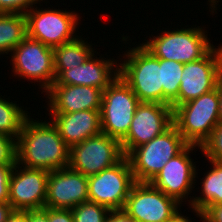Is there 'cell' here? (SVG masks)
I'll return each instance as SVG.
<instances>
[{
    "label": "cell",
    "instance_id": "6da1fadb",
    "mask_svg": "<svg viewBox=\"0 0 222 222\" xmlns=\"http://www.w3.org/2000/svg\"><path fill=\"white\" fill-rule=\"evenodd\" d=\"M70 147L51 121L41 122L29 116L16 140V163L30 169L51 172L67 168Z\"/></svg>",
    "mask_w": 222,
    "mask_h": 222
},
{
    "label": "cell",
    "instance_id": "7a4b0ae2",
    "mask_svg": "<svg viewBox=\"0 0 222 222\" xmlns=\"http://www.w3.org/2000/svg\"><path fill=\"white\" fill-rule=\"evenodd\" d=\"M127 48L124 60L119 62V76L140 102L163 104L162 59L153 56L141 43Z\"/></svg>",
    "mask_w": 222,
    "mask_h": 222
},
{
    "label": "cell",
    "instance_id": "3957f363",
    "mask_svg": "<svg viewBox=\"0 0 222 222\" xmlns=\"http://www.w3.org/2000/svg\"><path fill=\"white\" fill-rule=\"evenodd\" d=\"M201 26L161 31L157 36H149L142 46L158 59L189 63L202 59L215 46L210 43Z\"/></svg>",
    "mask_w": 222,
    "mask_h": 222
},
{
    "label": "cell",
    "instance_id": "277c9868",
    "mask_svg": "<svg viewBox=\"0 0 222 222\" xmlns=\"http://www.w3.org/2000/svg\"><path fill=\"white\" fill-rule=\"evenodd\" d=\"M219 123L218 85L215 89L173 109V125L198 150Z\"/></svg>",
    "mask_w": 222,
    "mask_h": 222
},
{
    "label": "cell",
    "instance_id": "5b68a950",
    "mask_svg": "<svg viewBox=\"0 0 222 222\" xmlns=\"http://www.w3.org/2000/svg\"><path fill=\"white\" fill-rule=\"evenodd\" d=\"M188 145L172 125L163 134L134 148L127 158L135 182H150L170 159L180 154Z\"/></svg>",
    "mask_w": 222,
    "mask_h": 222
},
{
    "label": "cell",
    "instance_id": "8992f818",
    "mask_svg": "<svg viewBox=\"0 0 222 222\" xmlns=\"http://www.w3.org/2000/svg\"><path fill=\"white\" fill-rule=\"evenodd\" d=\"M139 103L136 94L118 75L103 91L100 109L102 133L121 141L129 131Z\"/></svg>",
    "mask_w": 222,
    "mask_h": 222
},
{
    "label": "cell",
    "instance_id": "52a82bcc",
    "mask_svg": "<svg viewBox=\"0 0 222 222\" xmlns=\"http://www.w3.org/2000/svg\"><path fill=\"white\" fill-rule=\"evenodd\" d=\"M34 6L25 16L27 18V36L42 44L55 48L74 40L78 35L79 15L74 11ZM77 30V31H76Z\"/></svg>",
    "mask_w": 222,
    "mask_h": 222
},
{
    "label": "cell",
    "instance_id": "ba28073f",
    "mask_svg": "<svg viewBox=\"0 0 222 222\" xmlns=\"http://www.w3.org/2000/svg\"><path fill=\"white\" fill-rule=\"evenodd\" d=\"M134 183L130 162L124 156L115 165L88 177V200L110 211L123 210Z\"/></svg>",
    "mask_w": 222,
    "mask_h": 222
},
{
    "label": "cell",
    "instance_id": "9c48e42d",
    "mask_svg": "<svg viewBox=\"0 0 222 222\" xmlns=\"http://www.w3.org/2000/svg\"><path fill=\"white\" fill-rule=\"evenodd\" d=\"M10 56L14 76L39 82L44 93L55 82L53 48L26 36Z\"/></svg>",
    "mask_w": 222,
    "mask_h": 222
},
{
    "label": "cell",
    "instance_id": "30bf717a",
    "mask_svg": "<svg viewBox=\"0 0 222 222\" xmlns=\"http://www.w3.org/2000/svg\"><path fill=\"white\" fill-rule=\"evenodd\" d=\"M123 157L121 142L100 133L70 147L68 167L89 177L115 165Z\"/></svg>",
    "mask_w": 222,
    "mask_h": 222
},
{
    "label": "cell",
    "instance_id": "8fae6325",
    "mask_svg": "<svg viewBox=\"0 0 222 222\" xmlns=\"http://www.w3.org/2000/svg\"><path fill=\"white\" fill-rule=\"evenodd\" d=\"M181 204L149 182H135L123 211L137 222H169Z\"/></svg>",
    "mask_w": 222,
    "mask_h": 222
},
{
    "label": "cell",
    "instance_id": "7c38bea8",
    "mask_svg": "<svg viewBox=\"0 0 222 222\" xmlns=\"http://www.w3.org/2000/svg\"><path fill=\"white\" fill-rule=\"evenodd\" d=\"M213 48L200 60L184 63L178 98L171 108L215 89L222 76V45Z\"/></svg>",
    "mask_w": 222,
    "mask_h": 222
},
{
    "label": "cell",
    "instance_id": "4fadbf2b",
    "mask_svg": "<svg viewBox=\"0 0 222 222\" xmlns=\"http://www.w3.org/2000/svg\"><path fill=\"white\" fill-rule=\"evenodd\" d=\"M173 125V109L161 103L140 102L129 131L120 141L124 156L134 148L163 134Z\"/></svg>",
    "mask_w": 222,
    "mask_h": 222
},
{
    "label": "cell",
    "instance_id": "5bb4252c",
    "mask_svg": "<svg viewBox=\"0 0 222 222\" xmlns=\"http://www.w3.org/2000/svg\"><path fill=\"white\" fill-rule=\"evenodd\" d=\"M195 148L196 145H188L180 154L170 159L149 182L181 205L186 202L185 199L191 197L189 195L195 187V178H198L196 162L190 156Z\"/></svg>",
    "mask_w": 222,
    "mask_h": 222
},
{
    "label": "cell",
    "instance_id": "9a60e30c",
    "mask_svg": "<svg viewBox=\"0 0 222 222\" xmlns=\"http://www.w3.org/2000/svg\"><path fill=\"white\" fill-rule=\"evenodd\" d=\"M49 171L15 164L9 184V203L13 210L43 209Z\"/></svg>",
    "mask_w": 222,
    "mask_h": 222
},
{
    "label": "cell",
    "instance_id": "2e32d148",
    "mask_svg": "<svg viewBox=\"0 0 222 222\" xmlns=\"http://www.w3.org/2000/svg\"><path fill=\"white\" fill-rule=\"evenodd\" d=\"M85 201H88V177L69 167L49 172L44 207L72 209Z\"/></svg>",
    "mask_w": 222,
    "mask_h": 222
},
{
    "label": "cell",
    "instance_id": "e0dca14e",
    "mask_svg": "<svg viewBox=\"0 0 222 222\" xmlns=\"http://www.w3.org/2000/svg\"><path fill=\"white\" fill-rule=\"evenodd\" d=\"M95 53L74 68L55 70L56 80L53 84L86 85L104 91L119 75V64L117 59L97 58Z\"/></svg>",
    "mask_w": 222,
    "mask_h": 222
},
{
    "label": "cell",
    "instance_id": "ac0fdd59",
    "mask_svg": "<svg viewBox=\"0 0 222 222\" xmlns=\"http://www.w3.org/2000/svg\"><path fill=\"white\" fill-rule=\"evenodd\" d=\"M49 113L100 110L103 90L86 85L52 84L45 93Z\"/></svg>",
    "mask_w": 222,
    "mask_h": 222
},
{
    "label": "cell",
    "instance_id": "d6986e66",
    "mask_svg": "<svg viewBox=\"0 0 222 222\" xmlns=\"http://www.w3.org/2000/svg\"><path fill=\"white\" fill-rule=\"evenodd\" d=\"M48 115L51 116L49 120L69 147L102 133L100 110L48 113Z\"/></svg>",
    "mask_w": 222,
    "mask_h": 222
},
{
    "label": "cell",
    "instance_id": "ffe728a7",
    "mask_svg": "<svg viewBox=\"0 0 222 222\" xmlns=\"http://www.w3.org/2000/svg\"><path fill=\"white\" fill-rule=\"evenodd\" d=\"M212 165L210 170L201 180L199 196H192L188 202L189 207L203 212L209 206L222 204V162L209 160Z\"/></svg>",
    "mask_w": 222,
    "mask_h": 222
},
{
    "label": "cell",
    "instance_id": "44dd1931",
    "mask_svg": "<svg viewBox=\"0 0 222 222\" xmlns=\"http://www.w3.org/2000/svg\"><path fill=\"white\" fill-rule=\"evenodd\" d=\"M92 47L79 35L74 40L53 48L54 69L68 70L83 64L96 52Z\"/></svg>",
    "mask_w": 222,
    "mask_h": 222
},
{
    "label": "cell",
    "instance_id": "7402d4cb",
    "mask_svg": "<svg viewBox=\"0 0 222 222\" xmlns=\"http://www.w3.org/2000/svg\"><path fill=\"white\" fill-rule=\"evenodd\" d=\"M27 36L25 14L0 13V55L11 54Z\"/></svg>",
    "mask_w": 222,
    "mask_h": 222
},
{
    "label": "cell",
    "instance_id": "603a6c76",
    "mask_svg": "<svg viewBox=\"0 0 222 222\" xmlns=\"http://www.w3.org/2000/svg\"><path fill=\"white\" fill-rule=\"evenodd\" d=\"M4 98V99H3ZM0 96V132L17 140L25 120L30 116L24 107ZM29 114V115H28Z\"/></svg>",
    "mask_w": 222,
    "mask_h": 222
},
{
    "label": "cell",
    "instance_id": "cb8c5ba5",
    "mask_svg": "<svg viewBox=\"0 0 222 222\" xmlns=\"http://www.w3.org/2000/svg\"><path fill=\"white\" fill-rule=\"evenodd\" d=\"M184 64L162 59L163 104L171 106L178 98Z\"/></svg>",
    "mask_w": 222,
    "mask_h": 222
},
{
    "label": "cell",
    "instance_id": "d4e9b609",
    "mask_svg": "<svg viewBox=\"0 0 222 222\" xmlns=\"http://www.w3.org/2000/svg\"><path fill=\"white\" fill-rule=\"evenodd\" d=\"M74 222H106L110 210L92 201H85L71 209Z\"/></svg>",
    "mask_w": 222,
    "mask_h": 222
},
{
    "label": "cell",
    "instance_id": "484cf974",
    "mask_svg": "<svg viewBox=\"0 0 222 222\" xmlns=\"http://www.w3.org/2000/svg\"><path fill=\"white\" fill-rule=\"evenodd\" d=\"M200 148L207 160L222 162V122L215 126L209 138Z\"/></svg>",
    "mask_w": 222,
    "mask_h": 222
},
{
    "label": "cell",
    "instance_id": "4316f807",
    "mask_svg": "<svg viewBox=\"0 0 222 222\" xmlns=\"http://www.w3.org/2000/svg\"><path fill=\"white\" fill-rule=\"evenodd\" d=\"M0 164H16V139L1 132Z\"/></svg>",
    "mask_w": 222,
    "mask_h": 222
},
{
    "label": "cell",
    "instance_id": "83f0119b",
    "mask_svg": "<svg viewBox=\"0 0 222 222\" xmlns=\"http://www.w3.org/2000/svg\"><path fill=\"white\" fill-rule=\"evenodd\" d=\"M43 0H0V13L26 14Z\"/></svg>",
    "mask_w": 222,
    "mask_h": 222
},
{
    "label": "cell",
    "instance_id": "f1b7e54d",
    "mask_svg": "<svg viewBox=\"0 0 222 222\" xmlns=\"http://www.w3.org/2000/svg\"><path fill=\"white\" fill-rule=\"evenodd\" d=\"M15 164H0V202L9 203L10 176Z\"/></svg>",
    "mask_w": 222,
    "mask_h": 222
},
{
    "label": "cell",
    "instance_id": "f546056e",
    "mask_svg": "<svg viewBox=\"0 0 222 222\" xmlns=\"http://www.w3.org/2000/svg\"><path fill=\"white\" fill-rule=\"evenodd\" d=\"M202 222H222V204L207 207L203 212L192 209Z\"/></svg>",
    "mask_w": 222,
    "mask_h": 222
},
{
    "label": "cell",
    "instance_id": "4dcf8cb0",
    "mask_svg": "<svg viewBox=\"0 0 222 222\" xmlns=\"http://www.w3.org/2000/svg\"><path fill=\"white\" fill-rule=\"evenodd\" d=\"M48 222H74L71 209L48 208Z\"/></svg>",
    "mask_w": 222,
    "mask_h": 222
},
{
    "label": "cell",
    "instance_id": "1f68e13d",
    "mask_svg": "<svg viewBox=\"0 0 222 222\" xmlns=\"http://www.w3.org/2000/svg\"><path fill=\"white\" fill-rule=\"evenodd\" d=\"M28 222H48V208L28 210Z\"/></svg>",
    "mask_w": 222,
    "mask_h": 222
},
{
    "label": "cell",
    "instance_id": "d6a6232c",
    "mask_svg": "<svg viewBox=\"0 0 222 222\" xmlns=\"http://www.w3.org/2000/svg\"><path fill=\"white\" fill-rule=\"evenodd\" d=\"M106 222H137L129 217L123 210L111 211Z\"/></svg>",
    "mask_w": 222,
    "mask_h": 222
},
{
    "label": "cell",
    "instance_id": "836d02e7",
    "mask_svg": "<svg viewBox=\"0 0 222 222\" xmlns=\"http://www.w3.org/2000/svg\"><path fill=\"white\" fill-rule=\"evenodd\" d=\"M6 222H28V210H13Z\"/></svg>",
    "mask_w": 222,
    "mask_h": 222
},
{
    "label": "cell",
    "instance_id": "e575fe53",
    "mask_svg": "<svg viewBox=\"0 0 222 222\" xmlns=\"http://www.w3.org/2000/svg\"><path fill=\"white\" fill-rule=\"evenodd\" d=\"M13 211L10 203L0 202V222H6L9 214Z\"/></svg>",
    "mask_w": 222,
    "mask_h": 222
},
{
    "label": "cell",
    "instance_id": "d590c367",
    "mask_svg": "<svg viewBox=\"0 0 222 222\" xmlns=\"http://www.w3.org/2000/svg\"><path fill=\"white\" fill-rule=\"evenodd\" d=\"M218 94H219V122H222V76L218 81Z\"/></svg>",
    "mask_w": 222,
    "mask_h": 222
},
{
    "label": "cell",
    "instance_id": "8d00e7d4",
    "mask_svg": "<svg viewBox=\"0 0 222 222\" xmlns=\"http://www.w3.org/2000/svg\"><path fill=\"white\" fill-rule=\"evenodd\" d=\"M180 212L181 210L178 211L169 222H192L190 221L191 219H188L189 217L182 215Z\"/></svg>",
    "mask_w": 222,
    "mask_h": 222
},
{
    "label": "cell",
    "instance_id": "74e56055",
    "mask_svg": "<svg viewBox=\"0 0 222 222\" xmlns=\"http://www.w3.org/2000/svg\"><path fill=\"white\" fill-rule=\"evenodd\" d=\"M209 1V5H210V9H211V13L213 14L214 12L216 13L217 11H215V10H217L216 8H217V3L218 2H220L219 0L217 1V0H208Z\"/></svg>",
    "mask_w": 222,
    "mask_h": 222
}]
</instances>
